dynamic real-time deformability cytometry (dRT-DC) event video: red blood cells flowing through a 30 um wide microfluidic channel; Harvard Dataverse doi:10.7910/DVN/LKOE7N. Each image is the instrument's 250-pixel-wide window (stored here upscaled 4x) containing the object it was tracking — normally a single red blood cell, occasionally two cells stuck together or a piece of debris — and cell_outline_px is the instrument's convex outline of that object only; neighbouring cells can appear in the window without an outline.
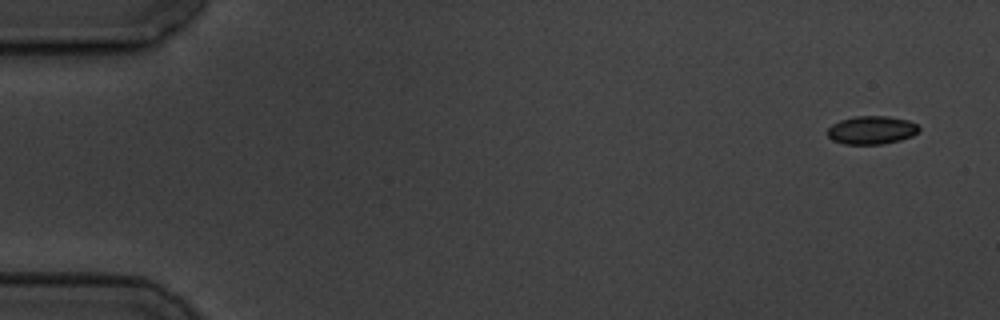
{"species": "common noctule bat (a hibernating species)", "species_latin": "Nyctalus noctula", "temperature_condition": "cold", "stored_images_in_passage": 6, "camera_frame_rate_fps": 3000, "um_per_image_px": 0.085, "animal": {"sex": "male", "body_mass_g": 19.5, "forearm_length_mm": 54.6}, "frame": {"image": 1, "passage_image": 1, "time_ms": 0.0, "image_size_px": [1000, 320], "cell_outline_px": [[920, 132], [912, 136], [900, 140], [884, 144], [844, 144], [832, 140], [828, 136], [828, 128], [832, 124], [840, 120], [856, 116], [888, 116], [908, 120], [916, 124], [920, 128]], "centroid_in_image_um": [74.1, 11.06], "position_along_channel_um": 10.9, "area_um2": 15.14}}
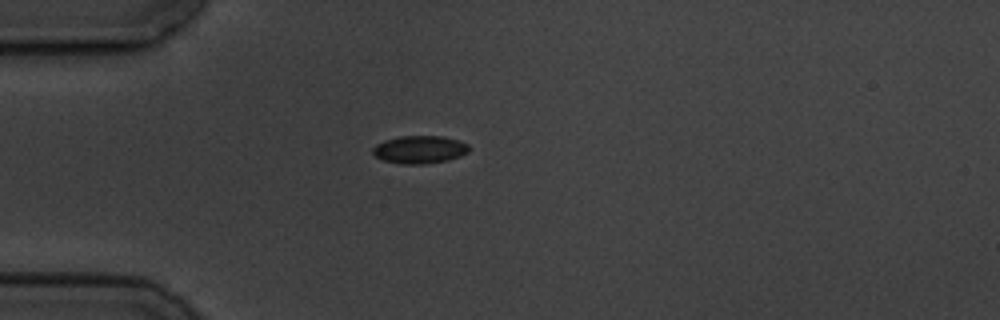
{"frame": {"image": 2, "passage_image": 4, "time_ms": 4.333, "image_size_px": [1000, 320], "cell_outline_px": [[468, 152], [460, 156], [448, 160], [424, 164], [400, 164], [384, 160], [376, 156], [372, 152], [372, 148], [376, 144], [384, 140], [400, 136], [444, 136], [468, 144]], "centroid_in_image_um": [35.65, 12.71], "position_along_channel_um": 49.4, "area_um2": 15.55}}
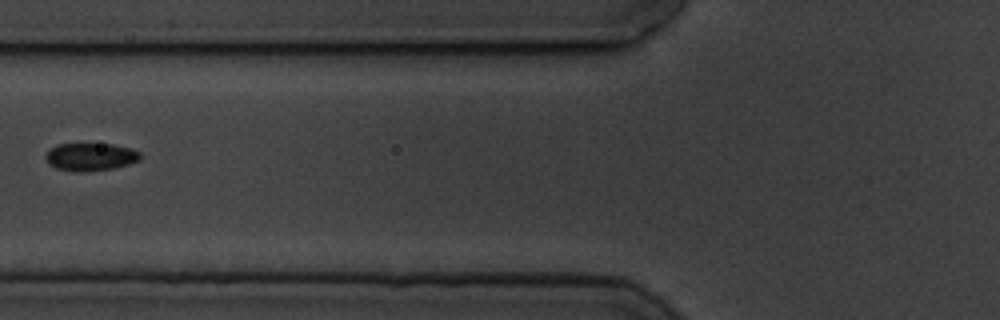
{"frame": {"image": 3, "passage_image": 6, "time_ms": 6.667, "image_size_px": [1000, 320], "cell_outline_px": [[140, 160], [128, 164], [112, 168], [84, 172], [80, 172], [56, 168], [48, 164], [44, 156], [48, 148], [56, 144], [112, 144], [132, 148], [140, 152]], "centroid_in_image_um": [7.65, 13.32], "position_along_channel_um": 118.2, "area_um2": 15.43}}